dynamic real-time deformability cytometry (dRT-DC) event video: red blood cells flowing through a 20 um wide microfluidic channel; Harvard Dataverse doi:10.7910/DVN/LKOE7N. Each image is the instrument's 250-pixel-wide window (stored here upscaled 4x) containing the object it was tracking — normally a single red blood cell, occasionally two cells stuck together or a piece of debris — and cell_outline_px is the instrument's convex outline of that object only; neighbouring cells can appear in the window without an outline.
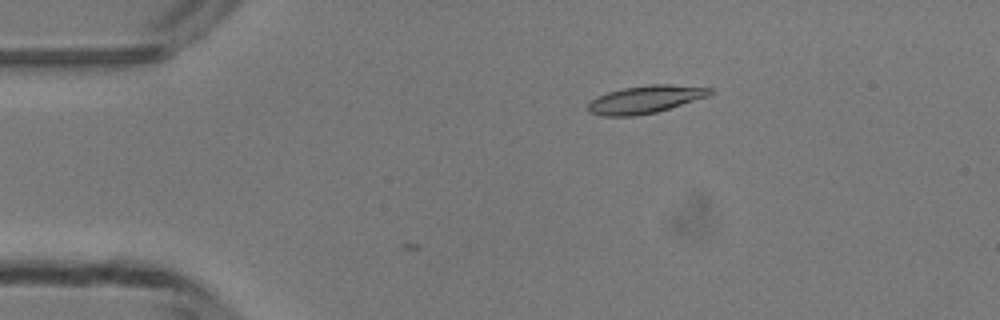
{"species": "common noctule bat (a hibernating species)", "species_latin": "Nyctalus noctula", "temperature_condition": "room temperature", "stored_images_in_passage": 9, "camera_frame_rate_fps": 3000, "um_per_image_px": 0.085, "animal": {"sex": "male", "body_mass_g": 13.3}, "frame": {"image": 1, "passage_image": 9, "time_ms": 2.667, "image_size_px": [1000, 320], "cell_outline_px": [[712, 92], [708, 96], [656, 112], [632, 116], [604, 116], [588, 112], [588, 104], [596, 96], [608, 92], [624, 88], [648, 84], [672, 84], [712, 88]], "centroid_in_image_um": [54.83, 8.44], "position_along_channel_um": 30.2, "area_um2": 19.54}}